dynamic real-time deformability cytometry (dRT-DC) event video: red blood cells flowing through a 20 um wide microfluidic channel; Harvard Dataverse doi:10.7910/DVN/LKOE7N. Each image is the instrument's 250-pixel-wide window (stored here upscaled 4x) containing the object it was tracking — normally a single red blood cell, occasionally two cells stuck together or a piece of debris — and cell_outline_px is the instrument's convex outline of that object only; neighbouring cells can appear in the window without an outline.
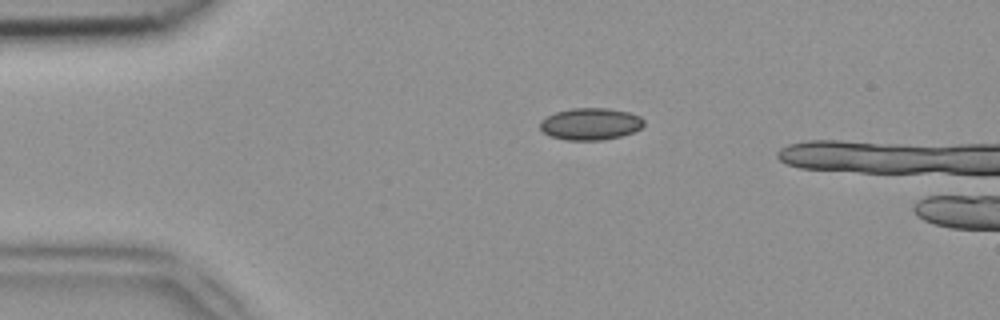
{"species": "common noctule bat (a hibernating species)", "species_latin": "Nyctalus noctula", "temperature_condition": "room temperature", "stored_images_in_passage": 36, "camera_frame_rate_fps": 3000, "um_per_image_px": 0.085, "animal": {"sex": "female", "body_mass_g": 18.4}, "frame": {"image": 1, "passage_image": 2, "time_ms": 0.333, "image_size_px": [1000, 320], "cell_outline_px": [[644, 124], [640, 128], [632, 132], [620, 136], [604, 140], [564, 140], [548, 136], [540, 128], [540, 120], [556, 112], [572, 108], [608, 108], [628, 112], [640, 116], [644, 120]], "centroid_in_image_um": [50.17, 10.54], "position_along_channel_um": 34.8, "area_um2": 19.36}}
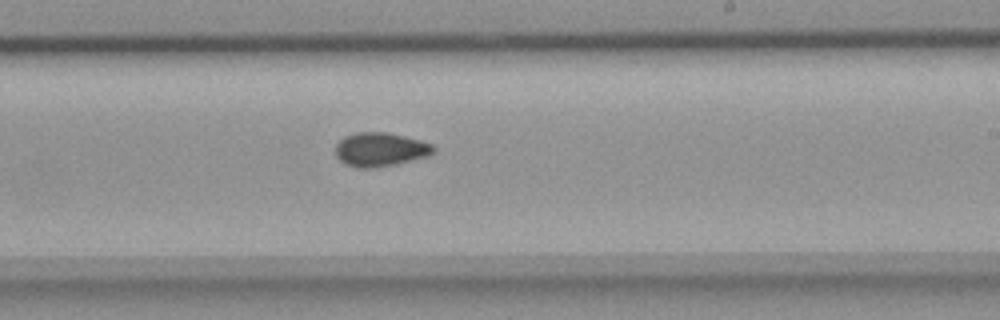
{"frame": {"image": 2, "passage_image": 21, "time_ms": 6.667, "image_size_px": [1000, 320], "cell_outline_px": [[436, 148], [428, 156], [396, 164], [376, 168], [356, 168], [344, 164], [336, 156], [336, 144], [344, 136], [356, 132], [388, 132], [420, 140], [432, 144]], "centroid_in_image_um": [32.3, 12.71], "position_along_channel_um": 256.7, "area_um2": 19.48}}
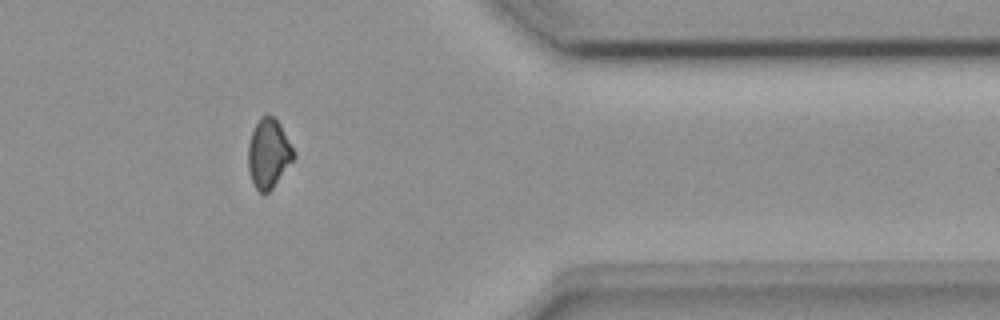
{"frame": {"image": 3, "passage_image": 32, "time_ms": 10.333, "image_size_px": [1000, 320], "cell_outline_px": [[296, 156], [272, 188], [268, 192], [260, 192], [256, 188], [248, 172], [248, 144], [252, 132], [260, 116], [268, 112], [280, 124]], "centroid_in_image_um": [22.81, 13.02], "position_along_channel_um": 388.6, "area_um2": 18.15}}